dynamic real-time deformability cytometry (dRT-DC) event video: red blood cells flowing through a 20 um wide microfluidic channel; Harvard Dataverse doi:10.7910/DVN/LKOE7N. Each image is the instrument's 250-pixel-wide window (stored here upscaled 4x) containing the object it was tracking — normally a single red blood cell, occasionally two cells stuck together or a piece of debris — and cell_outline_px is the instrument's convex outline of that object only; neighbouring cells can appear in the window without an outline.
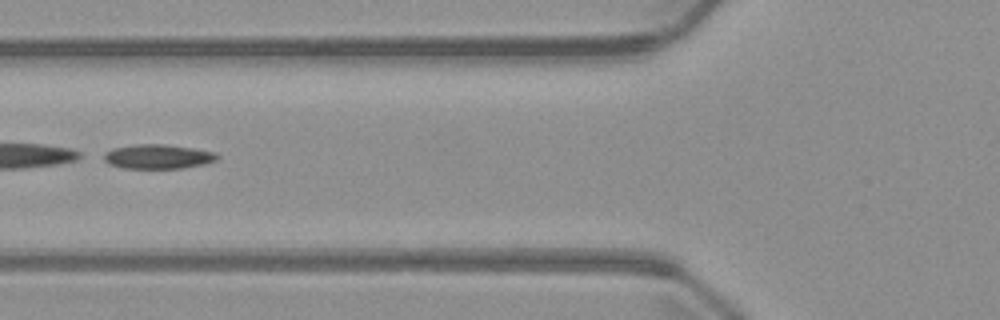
{"species": "common noctule bat (a hibernating species)", "species_latin": "Nyctalus noctula", "temperature_condition": "warm", "stored_images_in_passage": 3, "camera_frame_rate_fps": 3000, "um_per_image_px": 0.085, "animal": {"sex": "male", "body_mass_g": 23.1, "forearm_length_mm": 52.7}, "frame": {"image": 1, "passage_image": 3, "time_ms": 2.333, "image_size_px": [1000, 320], "cell_outline_px": [[220, 156], [216, 160], [204, 164], [184, 168], [120, 168], [108, 164], [104, 160], [104, 152], [112, 148], [136, 144], [164, 144], [192, 148], [216, 152]], "centroid_in_image_um": [13.41, 13.31], "position_along_channel_um": 112.4, "area_um2": 16.24}}